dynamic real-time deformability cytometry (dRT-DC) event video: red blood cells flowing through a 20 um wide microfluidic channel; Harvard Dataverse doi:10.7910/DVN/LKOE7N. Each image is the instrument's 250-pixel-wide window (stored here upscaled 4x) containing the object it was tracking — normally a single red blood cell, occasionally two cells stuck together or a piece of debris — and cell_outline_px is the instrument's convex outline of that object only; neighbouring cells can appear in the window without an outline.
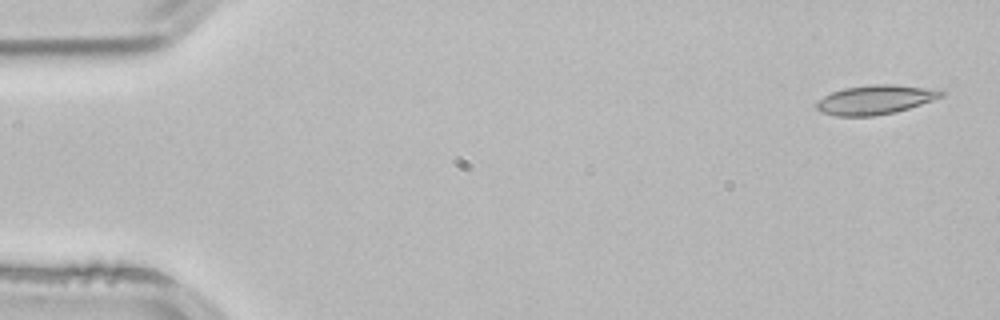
{"species": "common noctule bat (a hibernating species)", "species_latin": "Nyctalus noctula", "temperature_condition": "room temperature", "stored_images_in_passage": 5, "segment_of_instrument_passage": [1, 2], "camera_frame_rate_fps": 3000, "um_per_image_px": 0.085, "animal": {"sex": "male", "body_mass_g": 21.5, "forearm_length_mm": 52.0}, "frame": {"image": 1, "passage_image": 1, "time_ms": 0.0, "image_size_px": [1000, 320], "cell_outline_px": [[948, 92], [944, 96], [896, 112], [872, 116], [836, 116], [820, 112], [816, 108], [816, 100], [832, 92], [844, 88], [872, 84], [896, 84], [944, 88]], "centroid_in_image_um": [74.48, 8.45], "position_along_channel_um": 10.5, "area_um2": 21.79}}
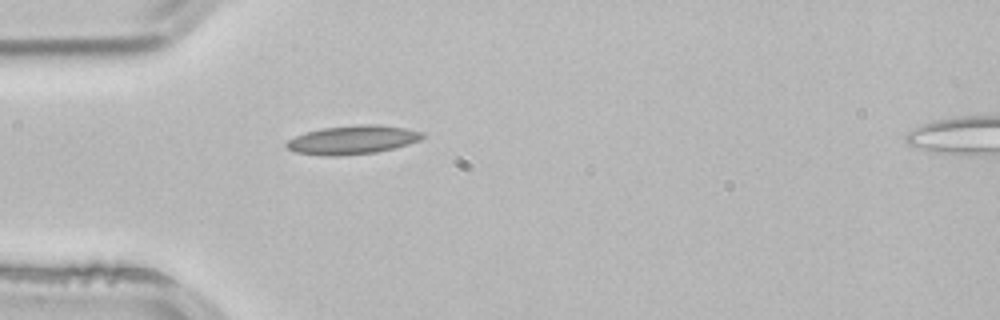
{"frame": {"image": 2, "passage_image": 4, "time_ms": 1.0, "image_size_px": [1000, 320], "cell_outline_px": [[424, 136], [420, 140], [408, 144], [376, 152], [340, 156], [320, 156], [296, 152], [288, 148], [284, 144], [288, 140], [296, 136], [308, 132], [324, 128], [360, 124], [376, 124], [404, 128], [424, 132]], "centroid_in_image_um": [29.97, 11.89], "position_along_channel_um": 55.0, "area_um2": 22.6}}